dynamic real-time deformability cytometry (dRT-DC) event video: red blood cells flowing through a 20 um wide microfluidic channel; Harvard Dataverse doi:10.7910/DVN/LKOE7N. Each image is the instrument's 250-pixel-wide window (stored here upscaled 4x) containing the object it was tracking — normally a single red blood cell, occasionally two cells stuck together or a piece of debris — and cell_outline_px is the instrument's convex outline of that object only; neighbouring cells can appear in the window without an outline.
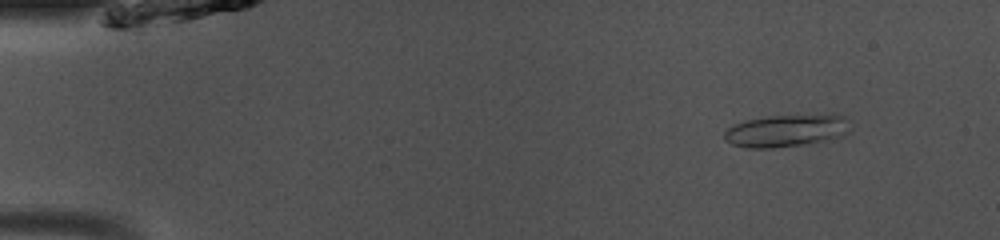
{"species": "common noctule bat (a hibernating species)", "species_latin": "Nyctalus noctula", "temperature_condition": "room temperature", "stored_images_in_passage": 46, "camera_frame_rate_fps": 3000, "um_per_image_px": 0.085, "animal": {"sex": "male", "body_mass_g": 13.0, "forearm_length_mm": 53.1}, "frame": {"image": 1, "passage_image": 3, "time_ms": 0.667, "image_size_px": [1000, 240], "cell_outline_px": [[852, 128], [844, 136], [808, 144], [772, 148], [748, 148], [732, 144], [724, 140], [724, 132], [728, 128], [744, 120], [768, 116], [828, 112], [836, 112], [844, 116], [848, 120]], "centroid_in_image_um": [66.95, 11.06], "position_along_channel_um": 18.1, "area_um2": 24.74}}
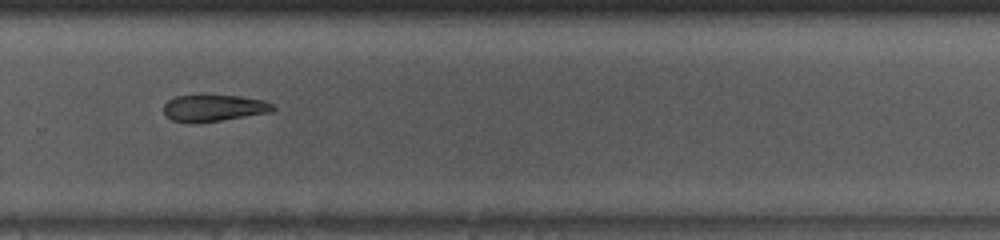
{"frame": {"image": 2, "passage_image": 31, "time_ms": 10.0, "image_size_px": [1000, 240], "cell_outline_px": [[276, 108], [272, 112], [220, 120], [192, 124], [172, 120], [164, 112], [164, 104], [168, 100], [176, 96], [240, 96], [264, 100], [272, 104]], "centroid_in_image_um": [18.18, 9.19], "position_along_channel_um": 311.6, "area_um2": 16.82}}
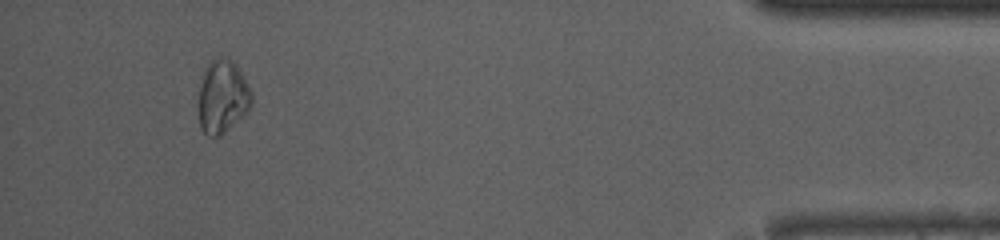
{"frame": {"image": 3, "passage_image": 43, "time_ms": 14.0, "image_size_px": [1000, 240], "cell_outline_px": [[252, 104], [248, 112], [220, 136], [208, 136], [200, 128], [200, 84], [204, 68], [216, 56], [228, 56], [236, 64], [248, 84], [252, 92]], "centroid_in_image_um": [18.94, 8.18], "position_along_channel_um": 416.3, "area_um2": 22.77}}